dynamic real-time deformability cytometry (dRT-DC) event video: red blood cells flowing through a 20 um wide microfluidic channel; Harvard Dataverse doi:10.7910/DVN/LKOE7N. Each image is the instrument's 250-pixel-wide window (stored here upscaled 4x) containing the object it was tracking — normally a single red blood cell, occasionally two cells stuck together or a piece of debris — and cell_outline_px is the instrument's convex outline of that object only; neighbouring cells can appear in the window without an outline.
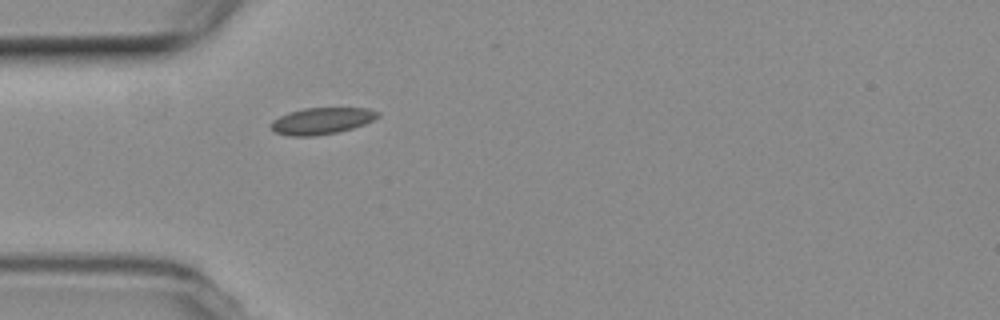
{"species": "common noctule bat (a hibernating species)", "species_latin": "Nyctalus noctula", "temperature_condition": "room temperature", "stored_images_in_passage": 4, "camera_frame_rate_fps": 3000, "um_per_image_px": 0.085, "animal": {"sex": "female", "body_mass_g": 19.3, "forearm_length_mm": 54.1}, "frame": {"image": 1, "passage_image": 1, "time_ms": 0.0, "image_size_px": [1000, 320], "cell_outline_px": [[380, 116], [364, 124], [352, 128], [336, 132], [316, 136], [288, 136], [276, 132], [268, 124], [272, 120], [288, 112], [304, 108], [368, 108], [380, 112]], "centroid_in_image_um": [27.32, 10.27], "position_along_channel_um": 57.7, "area_um2": 16.59}}
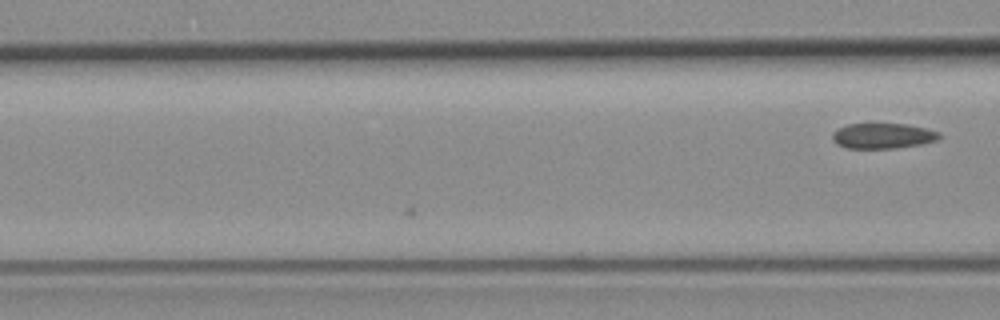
{"frame": {"image": 2, "passage_image": 4, "time_ms": 1.0, "image_size_px": [1000, 320], "cell_outline_px": [[940, 136], [936, 140], [924, 144], [896, 148], [848, 148], [836, 144], [832, 140], [832, 132], [848, 124], [908, 124], [928, 128], [940, 132]], "centroid_in_image_um": [75.06, 11.55], "position_along_channel_um": 91.5, "area_um2": 15.9}}